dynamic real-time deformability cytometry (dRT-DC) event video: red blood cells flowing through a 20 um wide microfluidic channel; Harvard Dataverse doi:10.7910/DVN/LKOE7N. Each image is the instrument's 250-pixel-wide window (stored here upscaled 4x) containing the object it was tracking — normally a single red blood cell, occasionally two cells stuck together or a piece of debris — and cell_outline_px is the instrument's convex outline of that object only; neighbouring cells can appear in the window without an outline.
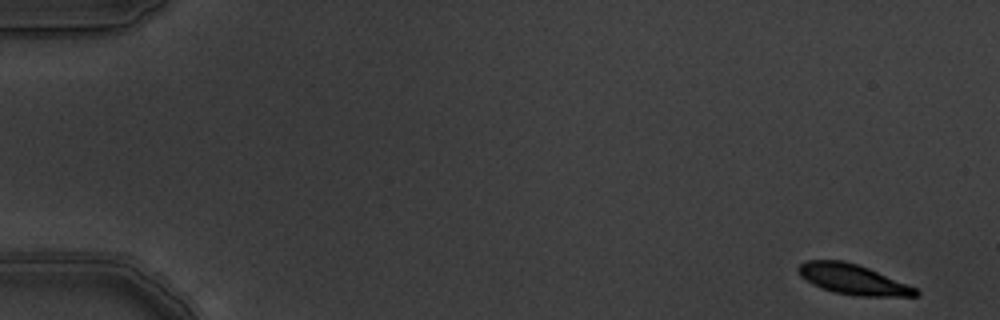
{"species": "common noctule bat (a hibernating species)", "species_latin": "Nyctalus noctula", "temperature_condition": "warm", "stored_images_in_passage": 6, "camera_frame_rate_fps": 3000, "um_per_image_px": 0.085, "animal": {"sex": "male", "body_mass_g": 19.5, "forearm_length_mm": 54.6}, "frame": {"image": 1, "passage_image": 1, "time_ms": 0.0, "image_size_px": [1000, 320], "cell_outline_px": [[920, 296], [860, 296], [836, 292], [820, 288], [812, 284], [800, 276], [796, 268], [804, 260], [844, 260], [868, 268], [916, 288], [920, 292]], "centroid_in_image_um": [72.46, 23.74], "position_along_channel_um": 12.5, "area_um2": 20.52}}